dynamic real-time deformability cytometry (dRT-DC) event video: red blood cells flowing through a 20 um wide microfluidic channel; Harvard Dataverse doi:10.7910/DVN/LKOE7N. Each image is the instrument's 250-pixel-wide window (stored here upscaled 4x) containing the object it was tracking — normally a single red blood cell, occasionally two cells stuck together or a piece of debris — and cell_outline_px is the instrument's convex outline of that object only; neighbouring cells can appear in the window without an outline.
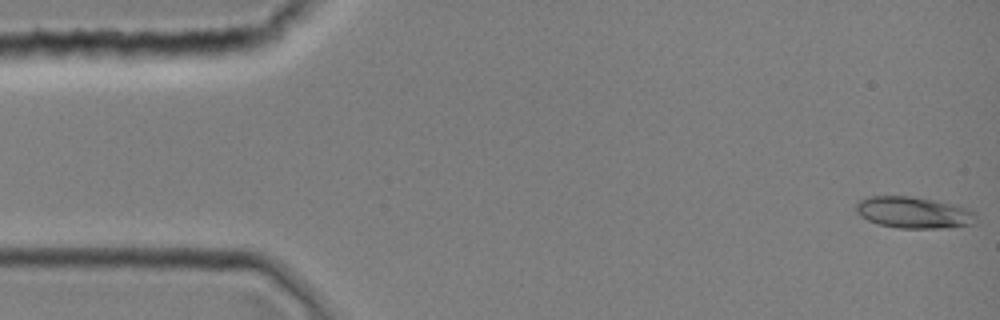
{"species": "common noctule bat (a hibernating species)", "species_latin": "Nyctalus noctula", "temperature_condition": "room temperature", "stored_images_in_passage": 4, "camera_frame_rate_fps": 3000, "um_per_image_px": 0.085, "animal": {"sex": "female", "body_mass_g": 19.0, "forearm_length_mm": 51.5}, "frame": {"image": 1, "passage_image": 1, "time_ms": 0.0, "image_size_px": [1000, 320], "cell_outline_px": [[976, 224], [944, 228], [900, 228], [880, 224], [868, 220], [860, 216], [856, 212], [856, 204], [860, 200], [868, 196], [912, 196], [956, 204], [968, 208], [976, 212]], "centroid_in_image_um": [77.71, 18.06], "position_along_channel_um": 7.3, "area_um2": 22.25}}